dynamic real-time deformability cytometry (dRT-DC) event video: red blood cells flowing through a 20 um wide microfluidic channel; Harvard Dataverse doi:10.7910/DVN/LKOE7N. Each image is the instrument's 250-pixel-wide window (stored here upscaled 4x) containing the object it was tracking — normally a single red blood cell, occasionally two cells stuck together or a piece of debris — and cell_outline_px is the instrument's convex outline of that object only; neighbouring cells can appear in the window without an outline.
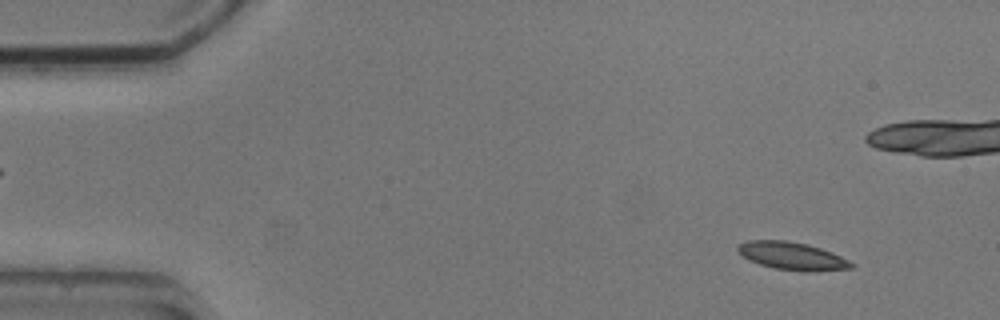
{"species": "common noctule bat (a hibernating species)", "species_latin": "Nyctalus noctula", "temperature_condition": "cold", "stored_images_in_passage": 5, "camera_frame_rate_fps": 3000, "um_per_image_px": 0.085, "animal": {"sex": "male", "body_mass_g": 20.5, "forearm_length_mm": 52.5}, "frame": {"image": 1, "passage_image": 1, "time_ms": 0.0, "image_size_px": [1000, 320], "cell_outline_px": [[856, 264], [852, 268], [804, 272], [776, 268], [760, 264], [744, 256], [736, 248], [740, 244], [748, 240], [784, 240], [808, 244], [832, 252]], "centroid_in_image_um": [67.37, 21.75], "position_along_channel_um": 17.6, "area_um2": 18.09}}